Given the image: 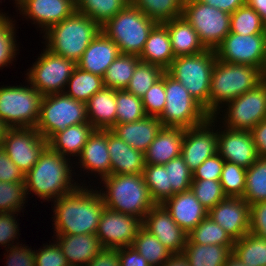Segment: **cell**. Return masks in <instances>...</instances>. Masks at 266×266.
<instances>
[{
    "mask_svg": "<svg viewBox=\"0 0 266 266\" xmlns=\"http://www.w3.org/2000/svg\"><path fill=\"white\" fill-rule=\"evenodd\" d=\"M80 185L54 201L55 234H96L104 200L97 188L93 190Z\"/></svg>",
    "mask_w": 266,
    "mask_h": 266,
    "instance_id": "6da1fadb",
    "label": "cell"
},
{
    "mask_svg": "<svg viewBox=\"0 0 266 266\" xmlns=\"http://www.w3.org/2000/svg\"><path fill=\"white\" fill-rule=\"evenodd\" d=\"M69 159L47 146L33 168L24 175L26 195L32 192L44 201H55L72 193L79 183L76 185L71 179L73 167Z\"/></svg>",
    "mask_w": 266,
    "mask_h": 266,
    "instance_id": "7a4b0ae2",
    "label": "cell"
},
{
    "mask_svg": "<svg viewBox=\"0 0 266 266\" xmlns=\"http://www.w3.org/2000/svg\"><path fill=\"white\" fill-rule=\"evenodd\" d=\"M264 80L263 72L252 65L222 62L216 58L211 74L209 105L204 109L216 118L222 104H227L236 97L255 88ZM221 105V106H220Z\"/></svg>",
    "mask_w": 266,
    "mask_h": 266,
    "instance_id": "3957f363",
    "label": "cell"
},
{
    "mask_svg": "<svg viewBox=\"0 0 266 266\" xmlns=\"http://www.w3.org/2000/svg\"><path fill=\"white\" fill-rule=\"evenodd\" d=\"M107 190H100L105 207L141 220L155 205L143 174H110L101 182Z\"/></svg>",
    "mask_w": 266,
    "mask_h": 266,
    "instance_id": "277c9868",
    "label": "cell"
},
{
    "mask_svg": "<svg viewBox=\"0 0 266 266\" xmlns=\"http://www.w3.org/2000/svg\"><path fill=\"white\" fill-rule=\"evenodd\" d=\"M101 26L89 16L75 11L70 17L51 26L44 34L46 48L77 63Z\"/></svg>",
    "mask_w": 266,
    "mask_h": 266,
    "instance_id": "5b68a950",
    "label": "cell"
},
{
    "mask_svg": "<svg viewBox=\"0 0 266 266\" xmlns=\"http://www.w3.org/2000/svg\"><path fill=\"white\" fill-rule=\"evenodd\" d=\"M157 24L132 4L126 5L101 26V32L114 41L120 53L139 56Z\"/></svg>",
    "mask_w": 266,
    "mask_h": 266,
    "instance_id": "8992f818",
    "label": "cell"
},
{
    "mask_svg": "<svg viewBox=\"0 0 266 266\" xmlns=\"http://www.w3.org/2000/svg\"><path fill=\"white\" fill-rule=\"evenodd\" d=\"M216 62L214 50L176 57L166 72L186 87L205 109L209 105L211 74Z\"/></svg>",
    "mask_w": 266,
    "mask_h": 266,
    "instance_id": "52a82bcc",
    "label": "cell"
},
{
    "mask_svg": "<svg viewBox=\"0 0 266 266\" xmlns=\"http://www.w3.org/2000/svg\"><path fill=\"white\" fill-rule=\"evenodd\" d=\"M42 97L31 85L0 87V119L7 128H35Z\"/></svg>",
    "mask_w": 266,
    "mask_h": 266,
    "instance_id": "ba28073f",
    "label": "cell"
},
{
    "mask_svg": "<svg viewBox=\"0 0 266 266\" xmlns=\"http://www.w3.org/2000/svg\"><path fill=\"white\" fill-rule=\"evenodd\" d=\"M88 122L86 103L63 93L44 95L36 130L48 140L56 132L69 126Z\"/></svg>",
    "mask_w": 266,
    "mask_h": 266,
    "instance_id": "9c48e42d",
    "label": "cell"
},
{
    "mask_svg": "<svg viewBox=\"0 0 266 266\" xmlns=\"http://www.w3.org/2000/svg\"><path fill=\"white\" fill-rule=\"evenodd\" d=\"M165 96L164 111L158 117L163 127L188 129L203 124L210 117L186 87L166 71Z\"/></svg>",
    "mask_w": 266,
    "mask_h": 266,
    "instance_id": "30bf717a",
    "label": "cell"
},
{
    "mask_svg": "<svg viewBox=\"0 0 266 266\" xmlns=\"http://www.w3.org/2000/svg\"><path fill=\"white\" fill-rule=\"evenodd\" d=\"M182 16L196 30L207 50H214L230 33L231 14L198 0H185Z\"/></svg>",
    "mask_w": 266,
    "mask_h": 266,
    "instance_id": "8fae6325",
    "label": "cell"
},
{
    "mask_svg": "<svg viewBox=\"0 0 266 266\" xmlns=\"http://www.w3.org/2000/svg\"><path fill=\"white\" fill-rule=\"evenodd\" d=\"M75 67L74 61L45 48L28 73L25 74L27 75L26 80L43 96L63 93Z\"/></svg>",
    "mask_w": 266,
    "mask_h": 266,
    "instance_id": "7c38bea8",
    "label": "cell"
},
{
    "mask_svg": "<svg viewBox=\"0 0 266 266\" xmlns=\"http://www.w3.org/2000/svg\"><path fill=\"white\" fill-rule=\"evenodd\" d=\"M221 128L251 130L266 119V79L255 88L225 104Z\"/></svg>",
    "mask_w": 266,
    "mask_h": 266,
    "instance_id": "4fadbf2b",
    "label": "cell"
},
{
    "mask_svg": "<svg viewBox=\"0 0 266 266\" xmlns=\"http://www.w3.org/2000/svg\"><path fill=\"white\" fill-rule=\"evenodd\" d=\"M218 60L247 64L262 72L266 62V34L240 35L230 32L215 49Z\"/></svg>",
    "mask_w": 266,
    "mask_h": 266,
    "instance_id": "5bb4252c",
    "label": "cell"
},
{
    "mask_svg": "<svg viewBox=\"0 0 266 266\" xmlns=\"http://www.w3.org/2000/svg\"><path fill=\"white\" fill-rule=\"evenodd\" d=\"M2 146L7 156L25 175L33 168L48 141L36 128H7Z\"/></svg>",
    "mask_w": 266,
    "mask_h": 266,
    "instance_id": "9a60e30c",
    "label": "cell"
},
{
    "mask_svg": "<svg viewBox=\"0 0 266 266\" xmlns=\"http://www.w3.org/2000/svg\"><path fill=\"white\" fill-rule=\"evenodd\" d=\"M216 119L209 117L203 124L184 131L180 155L192 173L204 160L217 153L219 129L215 131Z\"/></svg>",
    "mask_w": 266,
    "mask_h": 266,
    "instance_id": "2e32d148",
    "label": "cell"
},
{
    "mask_svg": "<svg viewBox=\"0 0 266 266\" xmlns=\"http://www.w3.org/2000/svg\"><path fill=\"white\" fill-rule=\"evenodd\" d=\"M142 220L104 207L96 235L103 248L118 249L133 244Z\"/></svg>",
    "mask_w": 266,
    "mask_h": 266,
    "instance_id": "e0dca14e",
    "label": "cell"
},
{
    "mask_svg": "<svg viewBox=\"0 0 266 266\" xmlns=\"http://www.w3.org/2000/svg\"><path fill=\"white\" fill-rule=\"evenodd\" d=\"M208 216L219 224L234 242L249 232L250 205L242 197H226L208 211Z\"/></svg>",
    "mask_w": 266,
    "mask_h": 266,
    "instance_id": "ac0fdd59",
    "label": "cell"
},
{
    "mask_svg": "<svg viewBox=\"0 0 266 266\" xmlns=\"http://www.w3.org/2000/svg\"><path fill=\"white\" fill-rule=\"evenodd\" d=\"M142 226L173 254H182L187 233L172 219L162 204H155L142 220Z\"/></svg>",
    "mask_w": 266,
    "mask_h": 266,
    "instance_id": "d6986e66",
    "label": "cell"
},
{
    "mask_svg": "<svg viewBox=\"0 0 266 266\" xmlns=\"http://www.w3.org/2000/svg\"><path fill=\"white\" fill-rule=\"evenodd\" d=\"M15 3L20 14L32 19L44 32L76 11V0H15Z\"/></svg>",
    "mask_w": 266,
    "mask_h": 266,
    "instance_id": "ffe728a7",
    "label": "cell"
},
{
    "mask_svg": "<svg viewBox=\"0 0 266 266\" xmlns=\"http://www.w3.org/2000/svg\"><path fill=\"white\" fill-rule=\"evenodd\" d=\"M217 153L226 161L249 168L259 157L250 130L218 131Z\"/></svg>",
    "mask_w": 266,
    "mask_h": 266,
    "instance_id": "44dd1931",
    "label": "cell"
},
{
    "mask_svg": "<svg viewBox=\"0 0 266 266\" xmlns=\"http://www.w3.org/2000/svg\"><path fill=\"white\" fill-rule=\"evenodd\" d=\"M162 205L170 213L176 224L187 234L208 216V210L191 190L175 193L166 199Z\"/></svg>",
    "mask_w": 266,
    "mask_h": 266,
    "instance_id": "7402d4cb",
    "label": "cell"
},
{
    "mask_svg": "<svg viewBox=\"0 0 266 266\" xmlns=\"http://www.w3.org/2000/svg\"><path fill=\"white\" fill-rule=\"evenodd\" d=\"M107 148L111 174H143L144 153L129 146L111 130H107Z\"/></svg>",
    "mask_w": 266,
    "mask_h": 266,
    "instance_id": "603a6c76",
    "label": "cell"
},
{
    "mask_svg": "<svg viewBox=\"0 0 266 266\" xmlns=\"http://www.w3.org/2000/svg\"><path fill=\"white\" fill-rule=\"evenodd\" d=\"M55 236L69 266H86L104 249L96 234Z\"/></svg>",
    "mask_w": 266,
    "mask_h": 266,
    "instance_id": "cb8c5ba5",
    "label": "cell"
},
{
    "mask_svg": "<svg viewBox=\"0 0 266 266\" xmlns=\"http://www.w3.org/2000/svg\"><path fill=\"white\" fill-rule=\"evenodd\" d=\"M117 44L100 32L84 51L76 66L104 77L109 65L119 56Z\"/></svg>",
    "mask_w": 266,
    "mask_h": 266,
    "instance_id": "d4e9b609",
    "label": "cell"
},
{
    "mask_svg": "<svg viewBox=\"0 0 266 266\" xmlns=\"http://www.w3.org/2000/svg\"><path fill=\"white\" fill-rule=\"evenodd\" d=\"M80 167L91 173H98L100 179L111 174V161L107 148V130L95 129L88 138L80 155Z\"/></svg>",
    "mask_w": 266,
    "mask_h": 266,
    "instance_id": "484cf974",
    "label": "cell"
},
{
    "mask_svg": "<svg viewBox=\"0 0 266 266\" xmlns=\"http://www.w3.org/2000/svg\"><path fill=\"white\" fill-rule=\"evenodd\" d=\"M162 127L158 117L146 116L135 122L116 124L111 131L129 146L145 153Z\"/></svg>",
    "mask_w": 266,
    "mask_h": 266,
    "instance_id": "4316f807",
    "label": "cell"
},
{
    "mask_svg": "<svg viewBox=\"0 0 266 266\" xmlns=\"http://www.w3.org/2000/svg\"><path fill=\"white\" fill-rule=\"evenodd\" d=\"M184 128L162 127L144 153L145 164L164 165L181 153Z\"/></svg>",
    "mask_w": 266,
    "mask_h": 266,
    "instance_id": "83f0119b",
    "label": "cell"
},
{
    "mask_svg": "<svg viewBox=\"0 0 266 266\" xmlns=\"http://www.w3.org/2000/svg\"><path fill=\"white\" fill-rule=\"evenodd\" d=\"M116 90L103 87L87 102L88 122L95 128L111 130L116 125Z\"/></svg>",
    "mask_w": 266,
    "mask_h": 266,
    "instance_id": "f1b7e54d",
    "label": "cell"
},
{
    "mask_svg": "<svg viewBox=\"0 0 266 266\" xmlns=\"http://www.w3.org/2000/svg\"><path fill=\"white\" fill-rule=\"evenodd\" d=\"M141 62L150 63L166 71L175 59L171 48L169 32L163 23H157L151 30L141 54Z\"/></svg>",
    "mask_w": 266,
    "mask_h": 266,
    "instance_id": "f546056e",
    "label": "cell"
},
{
    "mask_svg": "<svg viewBox=\"0 0 266 266\" xmlns=\"http://www.w3.org/2000/svg\"><path fill=\"white\" fill-rule=\"evenodd\" d=\"M170 36L174 57L194 55L205 51L198 33L183 17H178L163 23Z\"/></svg>",
    "mask_w": 266,
    "mask_h": 266,
    "instance_id": "4dcf8cb0",
    "label": "cell"
},
{
    "mask_svg": "<svg viewBox=\"0 0 266 266\" xmlns=\"http://www.w3.org/2000/svg\"><path fill=\"white\" fill-rule=\"evenodd\" d=\"M94 130L89 122L69 126L53 134L48 146L62 156L78 157Z\"/></svg>",
    "mask_w": 266,
    "mask_h": 266,
    "instance_id": "1f68e13d",
    "label": "cell"
},
{
    "mask_svg": "<svg viewBox=\"0 0 266 266\" xmlns=\"http://www.w3.org/2000/svg\"><path fill=\"white\" fill-rule=\"evenodd\" d=\"M233 253V246L196 244L188 237L182 255L189 266H223Z\"/></svg>",
    "mask_w": 266,
    "mask_h": 266,
    "instance_id": "d6a6232c",
    "label": "cell"
},
{
    "mask_svg": "<svg viewBox=\"0 0 266 266\" xmlns=\"http://www.w3.org/2000/svg\"><path fill=\"white\" fill-rule=\"evenodd\" d=\"M103 87V77L84 71L76 66L67 82L64 93L77 101L86 103Z\"/></svg>",
    "mask_w": 266,
    "mask_h": 266,
    "instance_id": "836d02e7",
    "label": "cell"
},
{
    "mask_svg": "<svg viewBox=\"0 0 266 266\" xmlns=\"http://www.w3.org/2000/svg\"><path fill=\"white\" fill-rule=\"evenodd\" d=\"M151 266H162L174 254L143 226L131 245Z\"/></svg>",
    "mask_w": 266,
    "mask_h": 266,
    "instance_id": "e575fe53",
    "label": "cell"
},
{
    "mask_svg": "<svg viewBox=\"0 0 266 266\" xmlns=\"http://www.w3.org/2000/svg\"><path fill=\"white\" fill-rule=\"evenodd\" d=\"M140 61L137 55L119 54L107 68L103 77L104 87L125 90Z\"/></svg>",
    "mask_w": 266,
    "mask_h": 266,
    "instance_id": "d590c367",
    "label": "cell"
},
{
    "mask_svg": "<svg viewBox=\"0 0 266 266\" xmlns=\"http://www.w3.org/2000/svg\"><path fill=\"white\" fill-rule=\"evenodd\" d=\"M233 254L248 266H266V239L248 232L234 242Z\"/></svg>",
    "mask_w": 266,
    "mask_h": 266,
    "instance_id": "8d00e7d4",
    "label": "cell"
},
{
    "mask_svg": "<svg viewBox=\"0 0 266 266\" xmlns=\"http://www.w3.org/2000/svg\"><path fill=\"white\" fill-rule=\"evenodd\" d=\"M185 0H133L132 5L157 23L182 16Z\"/></svg>",
    "mask_w": 266,
    "mask_h": 266,
    "instance_id": "74e56055",
    "label": "cell"
},
{
    "mask_svg": "<svg viewBox=\"0 0 266 266\" xmlns=\"http://www.w3.org/2000/svg\"><path fill=\"white\" fill-rule=\"evenodd\" d=\"M145 184L155 204H162L172 197V186L169 185L168 169L160 164H145L143 170Z\"/></svg>",
    "mask_w": 266,
    "mask_h": 266,
    "instance_id": "f35d334b",
    "label": "cell"
},
{
    "mask_svg": "<svg viewBox=\"0 0 266 266\" xmlns=\"http://www.w3.org/2000/svg\"><path fill=\"white\" fill-rule=\"evenodd\" d=\"M249 205L266 201V158H258L246 170L245 193L242 197Z\"/></svg>",
    "mask_w": 266,
    "mask_h": 266,
    "instance_id": "ab89813d",
    "label": "cell"
},
{
    "mask_svg": "<svg viewBox=\"0 0 266 266\" xmlns=\"http://www.w3.org/2000/svg\"><path fill=\"white\" fill-rule=\"evenodd\" d=\"M126 5L123 0H76V11L102 26Z\"/></svg>",
    "mask_w": 266,
    "mask_h": 266,
    "instance_id": "60d3db41",
    "label": "cell"
},
{
    "mask_svg": "<svg viewBox=\"0 0 266 266\" xmlns=\"http://www.w3.org/2000/svg\"><path fill=\"white\" fill-rule=\"evenodd\" d=\"M187 237L196 244L233 246L234 241L226 231L209 216L204 218Z\"/></svg>",
    "mask_w": 266,
    "mask_h": 266,
    "instance_id": "b9f144b4",
    "label": "cell"
},
{
    "mask_svg": "<svg viewBox=\"0 0 266 266\" xmlns=\"http://www.w3.org/2000/svg\"><path fill=\"white\" fill-rule=\"evenodd\" d=\"M230 32L240 35L266 34L261 16L247 4L231 14Z\"/></svg>",
    "mask_w": 266,
    "mask_h": 266,
    "instance_id": "7bdbcfd3",
    "label": "cell"
},
{
    "mask_svg": "<svg viewBox=\"0 0 266 266\" xmlns=\"http://www.w3.org/2000/svg\"><path fill=\"white\" fill-rule=\"evenodd\" d=\"M165 71L156 65L139 62L125 91L142 98Z\"/></svg>",
    "mask_w": 266,
    "mask_h": 266,
    "instance_id": "ee69618b",
    "label": "cell"
},
{
    "mask_svg": "<svg viewBox=\"0 0 266 266\" xmlns=\"http://www.w3.org/2000/svg\"><path fill=\"white\" fill-rule=\"evenodd\" d=\"M116 104V124L135 122L147 116L142 98L125 90H116Z\"/></svg>",
    "mask_w": 266,
    "mask_h": 266,
    "instance_id": "f6af8a7d",
    "label": "cell"
},
{
    "mask_svg": "<svg viewBox=\"0 0 266 266\" xmlns=\"http://www.w3.org/2000/svg\"><path fill=\"white\" fill-rule=\"evenodd\" d=\"M246 170L237 164L224 162L219 181L227 197H243L246 186Z\"/></svg>",
    "mask_w": 266,
    "mask_h": 266,
    "instance_id": "bcb514c9",
    "label": "cell"
},
{
    "mask_svg": "<svg viewBox=\"0 0 266 266\" xmlns=\"http://www.w3.org/2000/svg\"><path fill=\"white\" fill-rule=\"evenodd\" d=\"M190 190L208 211L227 197L219 180L193 179Z\"/></svg>",
    "mask_w": 266,
    "mask_h": 266,
    "instance_id": "7dc6e473",
    "label": "cell"
},
{
    "mask_svg": "<svg viewBox=\"0 0 266 266\" xmlns=\"http://www.w3.org/2000/svg\"><path fill=\"white\" fill-rule=\"evenodd\" d=\"M13 22L9 16L4 15L3 12L0 13V69L10 65L17 54L18 46L16 47L15 43L17 41Z\"/></svg>",
    "mask_w": 266,
    "mask_h": 266,
    "instance_id": "c3c4849f",
    "label": "cell"
},
{
    "mask_svg": "<svg viewBox=\"0 0 266 266\" xmlns=\"http://www.w3.org/2000/svg\"><path fill=\"white\" fill-rule=\"evenodd\" d=\"M26 197L25 183L0 181V212L21 211Z\"/></svg>",
    "mask_w": 266,
    "mask_h": 266,
    "instance_id": "681fc988",
    "label": "cell"
},
{
    "mask_svg": "<svg viewBox=\"0 0 266 266\" xmlns=\"http://www.w3.org/2000/svg\"><path fill=\"white\" fill-rule=\"evenodd\" d=\"M168 169L169 185L172 186V196L190 190L193 174L181 155L164 164Z\"/></svg>",
    "mask_w": 266,
    "mask_h": 266,
    "instance_id": "f907efd6",
    "label": "cell"
},
{
    "mask_svg": "<svg viewBox=\"0 0 266 266\" xmlns=\"http://www.w3.org/2000/svg\"><path fill=\"white\" fill-rule=\"evenodd\" d=\"M165 72L162 77L149 88L142 97L144 110L147 116L159 117L165 106Z\"/></svg>",
    "mask_w": 266,
    "mask_h": 266,
    "instance_id": "816d5d0a",
    "label": "cell"
},
{
    "mask_svg": "<svg viewBox=\"0 0 266 266\" xmlns=\"http://www.w3.org/2000/svg\"><path fill=\"white\" fill-rule=\"evenodd\" d=\"M35 266H69L61 247L55 241L35 251Z\"/></svg>",
    "mask_w": 266,
    "mask_h": 266,
    "instance_id": "f5cc1de1",
    "label": "cell"
},
{
    "mask_svg": "<svg viewBox=\"0 0 266 266\" xmlns=\"http://www.w3.org/2000/svg\"><path fill=\"white\" fill-rule=\"evenodd\" d=\"M14 214L18 215L14 212H0V245L8 249L10 248L9 245L15 246L12 244L16 238L18 239L17 235L19 234V223H17Z\"/></svg>",
    "mask_w": 266,
    "mask_h": 266,
    "instance_id": "db71d44e",
    "label": "cell"
},
{
    "mask_svg": "<svg viewBox=\"0 0 266 266\" xmlns=\"http://www.w3.org/2000/svg\"><path fill=\"white\" fill-rule=\"evenodd\" d=\"M224 162L225 160L216 153L212 157L204 160V162L197 167L192 173L193 179L220 180Z\"/></svg>",
    "mask_w": 266,
    "mask_h": 266,
    "instance_id": "11a10c76",
    "label": "cell"
},
{
    "mask_svg": "<svg viewBox=\"0 0 266 266\" xmlns=\"http://www.w3.org/2000/svg\"><path fill=\"white\" fill-rule=\"evenodd\" d=\"M17 243L11 246L9 250L6 249L7 266H35V250L28 248L25 244ZM25 246V247H24Z\"/></svg>",
    "mask_w": 266,
    "mask_h": 266,
    "instance_id": "9f6ffc18",
    "label": "cell"
},
{
    "mask_svg": "<svg viewBox=\"0 0 266 266\" xmlns=\"http://www.w3.org/2000/svg\"><path fill=\"white\" fill-rule=\"evenodd\" d=\"M0 181L12 183H25L24 174L7 156L5 148L0 145Z\"/></svg>",
    "mask_w": 266,
    "mask_h": 266,
    "instance_id": "6f0895ef",
    "label": "cell"
},
{
    "mask_svg": "<svg viewBox=\"0 0 266 266\" xmlns=\"http://www.w3.org/2000/svg\"><path fill=\"white\" fill-rule=\"evenodd\" d=\"M249 232L266 239V201L250 205Z\"/></svg>",
    "mask_w": 266,
    "mask_h": 266,
    "instance_id": "680465c9",
    "label": "cell"
},
{
    "mask_svg": "<svg viewBox=\"0 0 266 266\" xmlns=\"http://www.w3.org/2000/svg\"><path fill=\"white\" fill-rule=\"evenodd\" d=\"M120 266H151L133 247L118 248Z\"/></svg>",
    "mask_w": 266,
    "mask_h": 266,
    "instance_id": "91938a15",
    "label": "cell"
},
{
    "mask_svg": "<svg viewBox=\"0 0 266 266\" xmlns=\"http://www.w3.org/2000/svg\"><path fill=\"white\" fill-rule=\"evenodd\" d=\"M258 157L266 158V119L250 130Z\"/></svg>",
    "mask_w": 266,
    "mask_h": 266,
    "instance_id": "94428289",
    "label": "cell"
},
{
    "mask_svg": "<svg viewBox=\"0 0 266 266\" xmlns=\"http://www.w3.org/2000/svg\"><path fill=\"white\" fill-rule=\"evenodd\" d=\"M86 266H120L118 249L104 248Z\"/></svg>",
    "mask_w": 266,
    "mask_h": 266,
    "instance_id": "6125c7cd",
    "label": "cell"
},
{
    "mask_svg": "<svg viewBox=\"0 0 266 266\" xmlns=\"http://www.w3.org/2000/svg\"><path fill=\"white\" fill-rule=\"evenodd\" d=\"M202 3H206L212 7H216L221 11L232 14L239 7L246 4V0H198Z\"/></svg>",
    "mask_w": 266,
    "mask_h": 266,
    "instance_id": "be15d7a7",
    "label": "cell"
},
{
    "mask_svg": "<svg viewBox=\"0 0 266 266\" xmlns=\"http://www.w3.org/2000/svg\"><path fill=\"white\" fill-rule=\"evenodd\" d=\"M246 4L261 16L263 24L266 26V0H246Z\"/></svg>",
    "mask_w": 266,
    "mask_h": 266,
    "instance_id": "e7e4bbea",
    "label": "cell"
},
{
    "mask_svg": "<svg viewBox=\"0 0 266 266\" xmlns=\"http://www.w3.org/2000/svg\"><path fill=\"white\" fill-rule=\"evenodd\" d=\"M162 266H189V264L182 254H174Z\"/></svg>",
    "mask_w": 266,
    "mask_h": 266,
    "instance_id": "03108f58",
    "label": "cell"
},
{
    "mask_svg": "<svg viewBox=\"0 0 266 266\" xmlns=\"http://www.w3.org/2000/svg\"><path fill=\"white\" fill-rule=\"evenodd\" d=\"M223 266H248L244 264L242 261H240L233 253L232 255L227 259V261L224 263Z\"/></svg>",
    "mask_w": 266,
    "mask_h": 266,
    "instance_id": "003e7915",
    "label": "cell"
},
{
    "mask_svg": "<svg viewBox=\"0 0 266 266\" xmlns=\"http://www.w3.org/2000/svg\"><path fill=\"white\" fill-rule=\"evenodd\" d=\"M6 129L7 127L4 125V123L0 119V145H2L3 137H4Z\"/></svg>",
    "mask_w": 266,
    "mask_h": 266,
    "instance_id": "a7ac6f4b",
    "label": "cell"
},
{
    "mask_svg": "<svg viewBox=\"0 0 266 266\" xmlns=\"http://www.w3.org/2000/svg\"><path fill=\"white\" fill-rule=\"evenodd\" d=\"M263 74H264V79H266V62H265V65H264Z\"/></svg>",
    "mask_w": 266,
    "mask_h": 266,
    "instance_id": "89a4df30",
    "label": "cell"
},
{
    "mask_svg": "<svg viewBox=\"0 0 266 266\" xmlns=\"http://www.w3.org/2000/svg\"><path fill=\"white\" fill-rule=\"evenodd\" d=\"M127 5L131 4L133 0H123Z\"/></svg>",
    "mask_w": 266,
    "mask_h": 266,
    "instance_id": "2644e50d",
    "label": "cell"
}]
</instances>
